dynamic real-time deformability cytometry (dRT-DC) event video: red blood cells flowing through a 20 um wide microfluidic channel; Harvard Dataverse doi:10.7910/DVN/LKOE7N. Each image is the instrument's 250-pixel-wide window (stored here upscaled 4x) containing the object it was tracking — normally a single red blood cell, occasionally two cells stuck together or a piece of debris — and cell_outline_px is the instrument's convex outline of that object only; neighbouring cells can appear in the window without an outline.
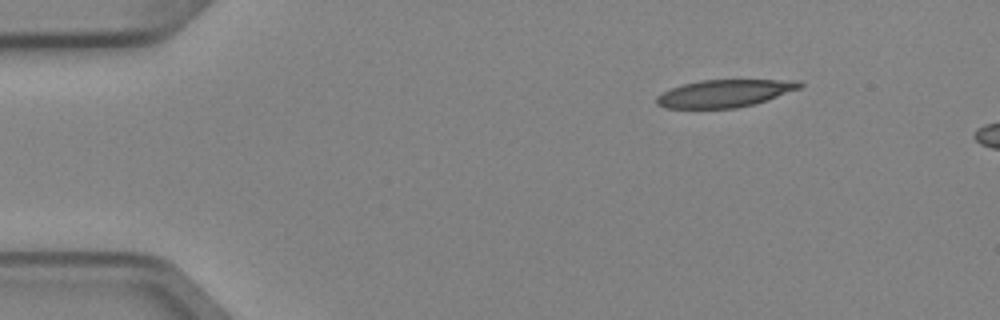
{"species": "Egyptian fruit bat (a non-hibernating species)", "species_latin": "Rousettus aegyptiacus", "temperature_condition": "cold", "stored_images_in_passage": 3, "camera_frame_rate_fps": 3000, "um_per_image_px": 0.085, "animal": {"sex": "female"}, "frame": {"image": 1, "passage_image": 1, "time_ms": 0.0, "image_size_px": [1000, 320], "cell_outline_px": [[804, 84], [800, 88], [768, 100], [756, 104], [736, 108], [664, 108], [656, 104], [656, 96], [672, 88], [684, 84], [700, 80], [800, 80]], "centroid_in_image_um": [61.62, 7.94], "position_along_channel_um": 23.4, "area_um2": 22.95}}